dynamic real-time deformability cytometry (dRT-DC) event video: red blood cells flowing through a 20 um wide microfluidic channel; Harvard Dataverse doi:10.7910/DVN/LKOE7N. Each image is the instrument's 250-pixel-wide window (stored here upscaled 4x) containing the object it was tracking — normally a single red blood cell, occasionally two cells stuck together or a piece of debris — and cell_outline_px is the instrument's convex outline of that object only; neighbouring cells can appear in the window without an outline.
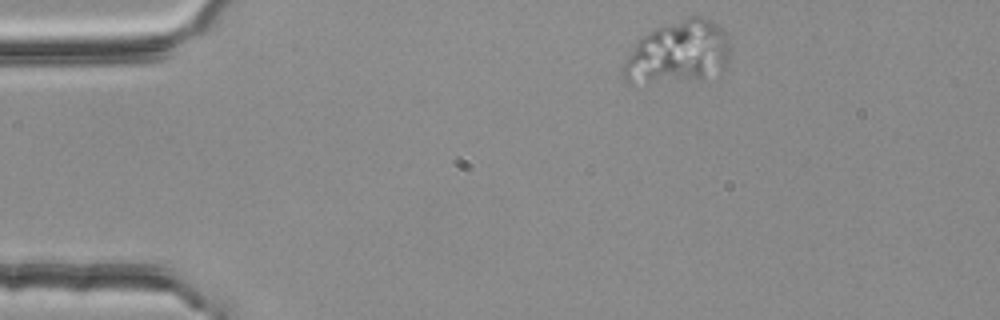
{"species": "common noctule bat (a hibernating species)", "species_latin": "Nyctalus noctula", "temperature_condition": "room temperature", "stored_images_in_passage": 48, "segment_of_instrument_passage": [1, 2], "camera_frame_rate_fps": 3000, "um_per_image_px": 0.085, "animal": {"sex": "female", "body_mass_g": 25.1}, "frame": {"image": 1, "passage_image": 1, "time_ms": 0.0, "image_size_px": [1000, 320], "cell_outline_px": [[732, 48], [728, 68], [704, 80], [632, 84], [624, 80], [620, 76], [620, 68], [624, 60], [632, 48], [648, 32], [664, 24], [692, 16], [696, 16], [708, 20], [716, 24], [728, 36]], "centroid_in_image_um": [57.66, 4.52], "position_along_channel_um": 27.3, "area_um2": 40.17}}